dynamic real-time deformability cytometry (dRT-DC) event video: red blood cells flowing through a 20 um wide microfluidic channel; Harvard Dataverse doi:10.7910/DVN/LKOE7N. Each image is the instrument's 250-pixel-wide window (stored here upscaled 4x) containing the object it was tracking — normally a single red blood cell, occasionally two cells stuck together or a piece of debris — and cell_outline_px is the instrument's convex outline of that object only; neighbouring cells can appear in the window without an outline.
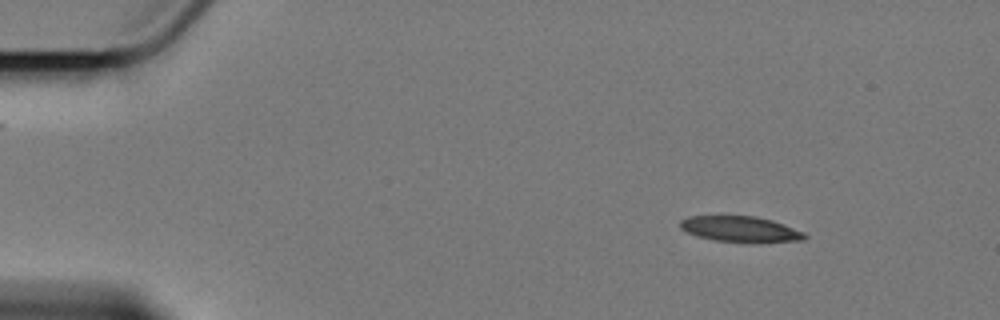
{"species": "Egyptian fruit bat (a non-hibernating species)", "species_latin": "Rousettus aegyptiacus", "temperature_condition": "cold", "stored_images_in_passage": 3, "camera_frame_rate_fps": 3000, "um_per_image_px": 0.085, "animal": {"sex": "female"}, "frame": {"image": 1, "passage_image": 1, "time_ms": 0.0, "image_size_px": [1000, 320], "cell_outline_px": [[808, 236], [804, 240], [752, 244], [712, 240], [696, 236], [680, 228], [680, 220], [688, 216], [756, 216], [772, 220], [804, 232]], "centroid_in_image_um": [62.95, 19.5], "position_along_channel_um": 22.0, "area_um2": 19.13}}